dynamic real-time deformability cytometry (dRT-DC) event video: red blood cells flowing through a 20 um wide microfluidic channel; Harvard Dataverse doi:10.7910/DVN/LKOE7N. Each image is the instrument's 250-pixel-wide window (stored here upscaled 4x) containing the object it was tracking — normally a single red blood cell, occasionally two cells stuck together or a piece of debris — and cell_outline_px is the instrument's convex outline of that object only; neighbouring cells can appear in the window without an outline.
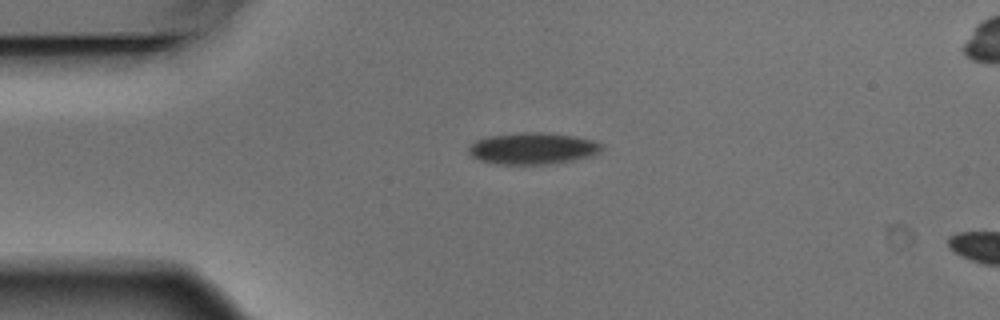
{"species": "Egyptian fruit bat (a non-hibernating species)", "species_latin": "Rousettus aegyptiacus", "temperature_condition": "warm", "stored_images_in_passage": 3, "camera_frame_rate_fps": 3000, "um_per_image_px": 0.085, "animal": {"sex": "male"}, "frame": {"image": 1, "passage_image": 1, "time_ms": 0.0, "image_size_px": [1000, 320], "cell_outline_px": [[604, 148], [600, 152], [592, 156], [572, 160], [548, 164], [496, 164], [480, 160], [472, 156], [468, 152], [468, 148], [476, 140], [488, 136], [520, 132], [540, 132], [572, 136], [592, 140], [604, 144]], "centroid_in_image_um": [45.29, 12.62], "position_along_channel_um": 39.7, "area_um2": 24.51}}